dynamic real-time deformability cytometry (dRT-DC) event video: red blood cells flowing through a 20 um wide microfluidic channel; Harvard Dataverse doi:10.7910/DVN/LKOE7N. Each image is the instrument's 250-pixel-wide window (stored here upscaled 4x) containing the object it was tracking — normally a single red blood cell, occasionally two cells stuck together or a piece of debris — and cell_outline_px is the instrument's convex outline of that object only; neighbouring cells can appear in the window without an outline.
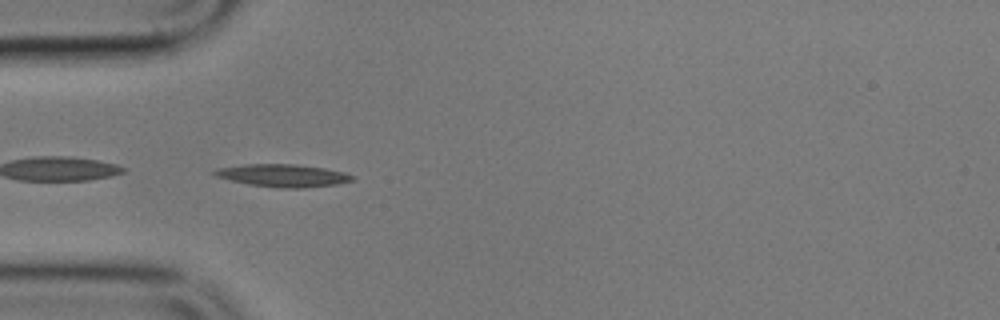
{"species": "common noctule bat (a hibernating species)", "species_latin": "Nyctalus noctula", "temperature_condition": "cold", "stored_images_in_passage": 41, "camera_frame_rate_fps": 3000, "um_per_image_px": 0.085, "animal": {"sex": "male", "body_mass_g": 17.9}, "frame": {"image": 1, "passage_image": 1, "time_ms": 0.0, "image_size_px": [1000, 320], "cell_outline_px": [[356, 180], [336, 184], [304, 188], [276, 188], [248, 184], [216, 176], [212, 172], [220, 168], [244, 164], [292, 164], [324, 168], [344, 172], [356, 176]], "centroid_in_image_um": [24.11, 14.92], "position_along_channel_um": 60.9, "area_um2": 18.09}}
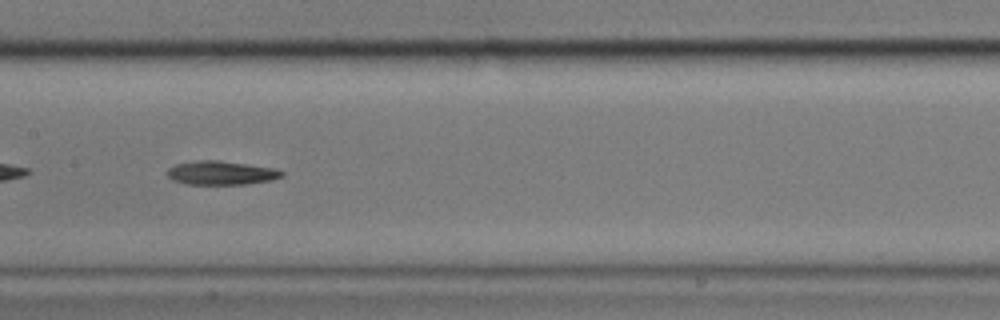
{"frame": {"image": 2, "passage_image": 12, "time_ms": 3.667, "image_size_px": [1000, 320], "cell_outline_px": [[284, 176], [272, 180], [244, 184], [184, 184], [172, 180], [168, 176], [168, 168], [176, 164], [196, 160], [216, 160], [276, 168], [284, 172]], "centroid_in_image_um": [18.8, 14.7], "position_along_channel_um": 188.6, "area_um2": 15.9}}
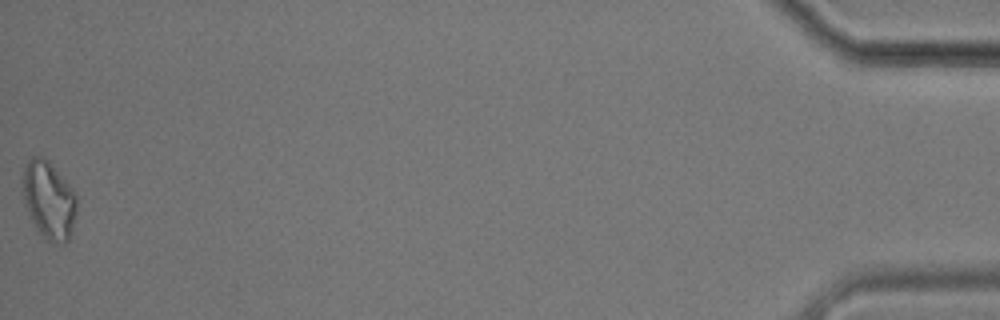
{"frame": {"image": 3, "passage_image": 41, "time_ms": 13.333, "image_size_px": [1000, 320], "cell_outline_px": [[76, 212], [72, 232], [68, 240], [64, 244], [60, 244], [48, 240], [36, 228], [24, 204], [24, 168], [28, 160], [32, 156], [44, 156], [48, 160], [72, 188], [76, 196]], "centroid_in_image_um": [4.17, 17.0], "position_along_channel_um": 431.0, "area_um2": 24.16}}